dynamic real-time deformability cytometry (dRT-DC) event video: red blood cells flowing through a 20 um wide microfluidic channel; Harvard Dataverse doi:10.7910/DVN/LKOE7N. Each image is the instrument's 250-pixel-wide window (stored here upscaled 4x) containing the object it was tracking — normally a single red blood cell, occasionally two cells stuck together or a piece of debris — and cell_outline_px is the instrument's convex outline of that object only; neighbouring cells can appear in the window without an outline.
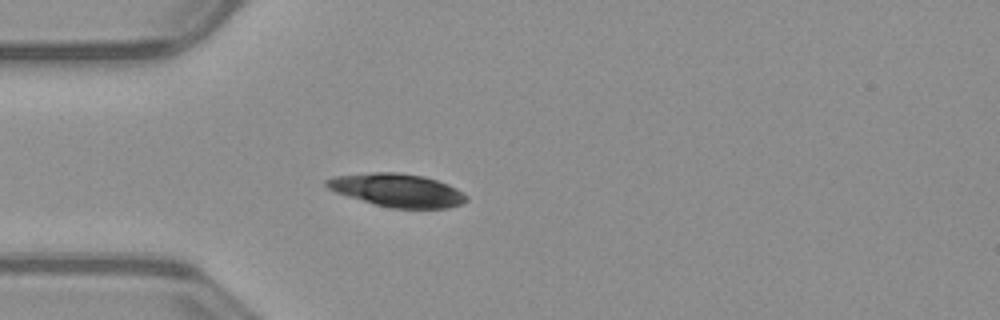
{"species": "common noctule bat (a hibernating species)", "species_latin": "Nyctalus noctula", "temperature_condition": "warm", "stored_images_in_passage": 32, "camera_frame_rate_fps": 3000, "um_per_image_px": 0.085, "animal": {"sex": "male", "body_mass_g": 23.1, "forearm_length_mm": 52.7}, "frame": {"image": 1, "passage_image": 1, "time_ms": 0.0, "image_size_px": [1000, 320], "cell_outline_px": [[468, 200], [460, 204], [448, 208], [392, 208], [376, 204], [336, 192], [328, 188], [324, 184], [324, 180], [332, 176], [372, 172], [396, 172], [424, 176], [448, 184], [456, 188], [468, 196]], "centroid_in_image_um": [33.77, 16.15], "position_along_channel_um": 51.2, "area_um2": 26.88}}
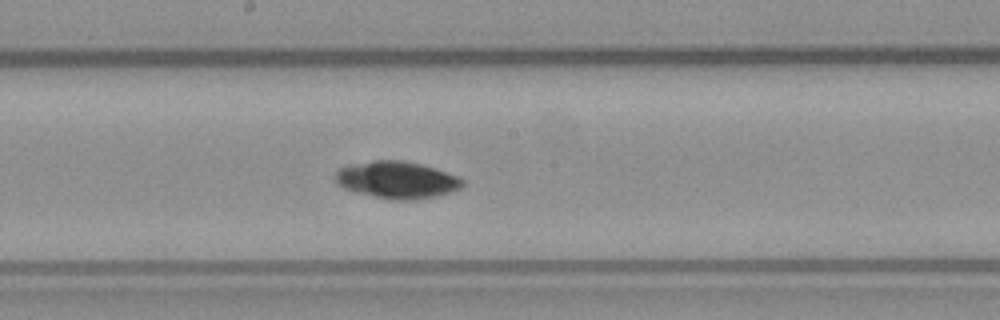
{"frame": {"image": 2, "passage_image": 14, "time_ms": 4.333, "image_size_px": [1000, 320], "cell_outline_px": [[464, 184], [460, 188], [448, 192], [416, 200], [388, 200], [356, 192], [344, 188], [336, 180], [336, 172], [340, 168], [352, 164], [372, 160], [404, 160], [436, 168], [456, 176], [464, 180]], "centroid_in_image_um": [33.73, 15.29], "position_along_channel_um": 214.5, "area_um2": 27.28}}
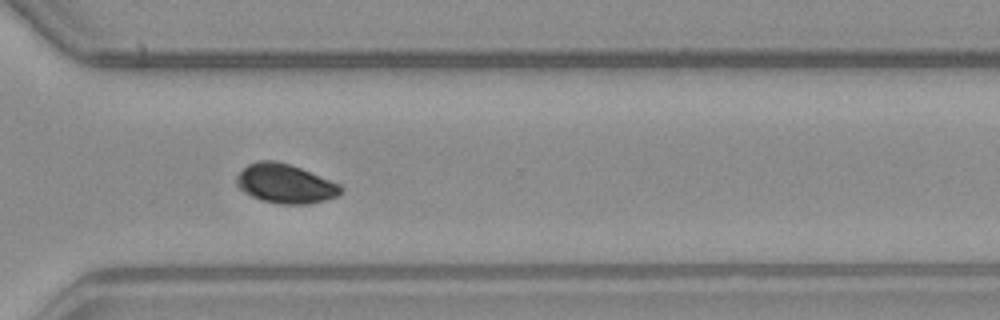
{"frame": {"image": 3, "passage_image": 24, "time_ms": 7.667, "image_size_px": [1000, 320], "cell_outline_px": [[344, 192], [340, 196], [308, 204], [280, 204], [264, 200], [252, 196], [244, 192], [236, 184], [236, 176], [248, 164], [260, 160], [276, 160], [300, 168], [340, 184], [344, 188]], "centroid_in_image_um": [24.28, 15.61], "position_along_channel_um": 346.3, "area_um2": 23.76}, "authors_computed_cell_mechanics": {"area_um2": 25.9811, "velocity_mm_per_s": 3.9639, "shape_relaxation_time_tau1_ms": 9.3904, "shape_relaxation_time_tau2_ms": null, "deformation_change_tau1": 0.3223, "deformation_change_tau2": null}}